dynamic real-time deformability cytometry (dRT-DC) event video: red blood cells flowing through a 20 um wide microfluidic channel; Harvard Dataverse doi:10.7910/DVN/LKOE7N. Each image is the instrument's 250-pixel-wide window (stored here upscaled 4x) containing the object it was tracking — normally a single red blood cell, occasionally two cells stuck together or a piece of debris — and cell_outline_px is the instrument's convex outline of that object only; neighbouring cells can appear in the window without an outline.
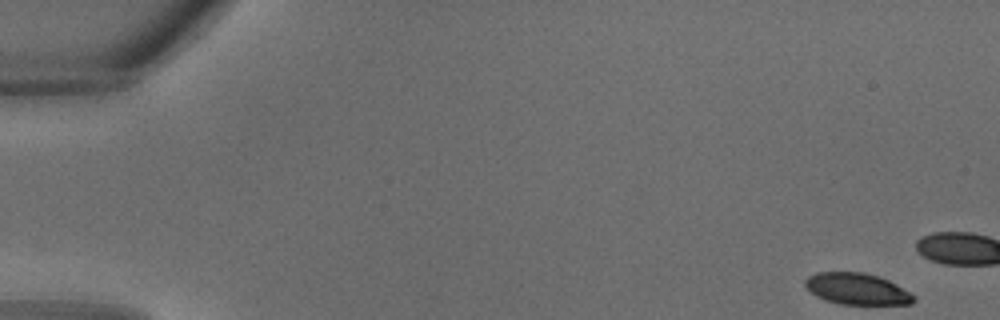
{"species": "common noctule bat (a hibernating species)", "species_latin": "Nyctalus noctula", "temperature_condition": "warm", "stored_images_in_passage": 10, "camera_frame_rate_fps": 3000, "um_per_image_px": 0.085, "animal": {"sex": "male", "body_mass_g": 18.8}, "frame": {"image": 1, "passage_image": 1, "time_ms": 0.0, "image_size_px": [1000, 320], "cell_outline_px": [[916, 300], [912, 304], [840, 304], [824, 300], [816, 296], [804, 284], [804, 280], [808, 276], [816, 272], [864, 272], [888, 280], [896, 284], [916, 296]], "centroid_in_image_um": [72.84, 24.56], "position_along_channel_um": 12.2, "area_um2": 19.88}}